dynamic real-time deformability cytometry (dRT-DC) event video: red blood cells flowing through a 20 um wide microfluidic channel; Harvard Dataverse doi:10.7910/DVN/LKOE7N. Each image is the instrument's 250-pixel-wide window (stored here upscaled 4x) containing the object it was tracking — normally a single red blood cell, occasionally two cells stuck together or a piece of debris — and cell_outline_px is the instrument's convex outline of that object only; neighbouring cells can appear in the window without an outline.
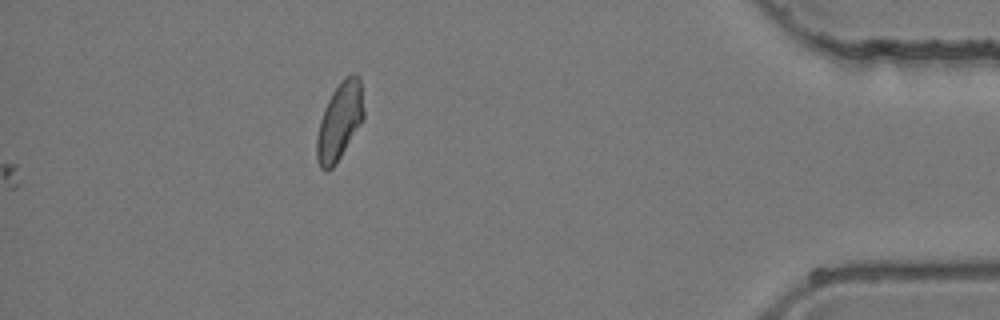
{"species": "common noctule bat (a hibernating species)", "species_latin": "Nyctalus noctula", "temperature_condition": "room temperature", "stored_images_in_passage": 35, "camera_frame_rate_fps": 3000, "um_per_image_px": 0.085, "animal": {"sex": "female", "body_mass_g": 24.6, "forearm_length_mm": 56.2}, "frame": {"image": 1, "passage_image": 35, "time_ms": 11.333, "image_size_px": [1000, 320], "cell_outline_px": [[364, 116], [360, 124], [336, 164], [328, 172], [324, 172], [320, 168], [316, 160], [316, 136], [320, 120], [324, 108], [332, 92], [340, 80], [344, 76], [352, 72], [356, 72], [360, 76], [364, 108]], "centroid_in_image_um": [28.85, 10.28], "position_along_channel_um": 406.3, "area_um2": 21.62}}